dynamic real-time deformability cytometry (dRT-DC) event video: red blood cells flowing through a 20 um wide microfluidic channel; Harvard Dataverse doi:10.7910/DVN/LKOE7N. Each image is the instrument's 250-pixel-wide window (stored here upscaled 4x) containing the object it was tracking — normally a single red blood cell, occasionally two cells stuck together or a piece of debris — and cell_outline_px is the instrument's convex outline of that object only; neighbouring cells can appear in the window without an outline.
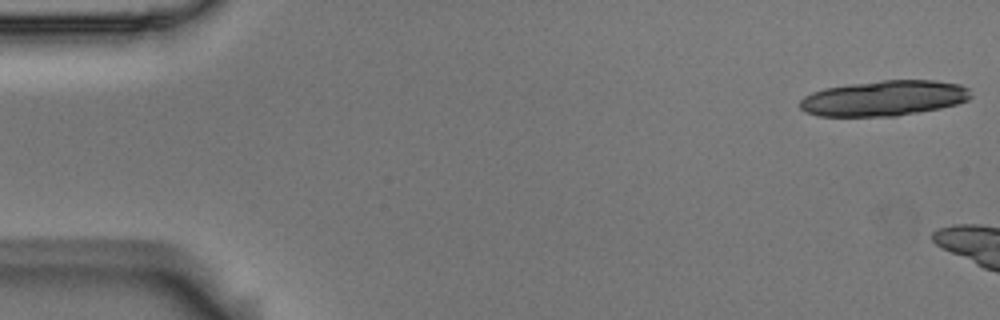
{"species": "Egyptian fruit bat (a non-hibernating species)", "species_latin": "Rousettus aegyptiacus", "temperature_condition": "room temperature", "stored_images_in_passage": 3, "camera_frame_rate_fps": 3000, "um_per_image_px": 0.085, "animal": {"sex": "male"}, "frame": {"image": 1, "passage_image": 1, "time_ms": 0.0, "image_size_px": [1000, 320], "cell_outline_px": [[972, 96], [968, 100], [956, 104], [940, 108], [896, 116], [816, 116], [804, 112], [800, 108], [800, 100], [804, 96], [812, 92], [824, 88], [848, 84], [880, 80], [936, 80], [960, 84], [968, 88]], "centroid_in_image_um": [75.12, 8.34], "position_along_channel_um": 9.9, "area_um2": 35.49}}